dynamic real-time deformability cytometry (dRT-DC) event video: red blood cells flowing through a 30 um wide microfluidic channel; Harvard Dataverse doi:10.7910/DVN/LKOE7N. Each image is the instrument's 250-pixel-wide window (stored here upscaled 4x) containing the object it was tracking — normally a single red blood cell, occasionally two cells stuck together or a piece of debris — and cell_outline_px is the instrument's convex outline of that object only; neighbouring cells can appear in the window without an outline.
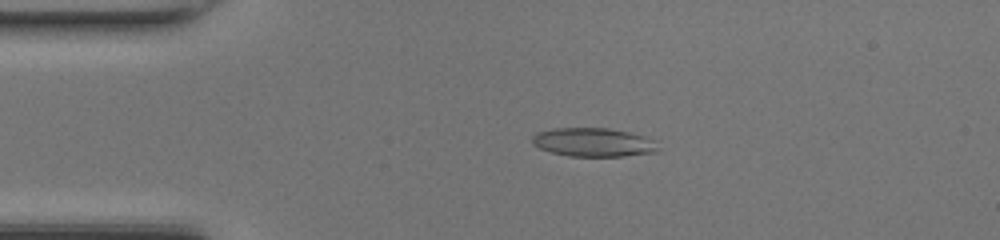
{"species": "common noctule bat (a hibernating species)", "species_latin": "Nyctalus noctula", "temperature_condition": "room temperature", "stored_images_in_passage": 39, "camera_frame_rate_fps": 3000, "um_per_image_px": 0.085, "animal": {"sex": "female", "body_mass_g": 17.0, "forearm_length_mm": 48.0}, "frame": {"image": 1, "passage_image": 1, "time_ms": 0.0, "image_size_px": [1000, 240], "cell_outline_px": [[660, 148], [656, 152], [624, 156], [568, 156], [552, 152], [540, 148], [532, 144], [532, 136], [536, 132], [552, 128], [608, 128], [628, 132], [644, 136], [652, 140]], "centroid_in_image_um": [50.41, 12.09], "position_along_channel_um": 34.6, "area_um2": 21.04}}
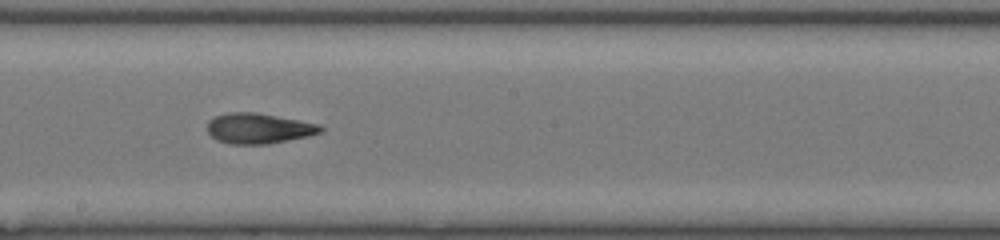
{"frame": {"image": 2, "passage_image": 17, "time_ms": 5.333, "image_size_px": [1000, 240], "cell_outline_px": [[324, 128], [320, 132], [308, 136], [268, 144], [228, 144], [216, 140], [208, 132], [208, 120], [216, 116], [228, 112], [256, 112], [300, 120], [320, 124]], "centroid_in_image_um": [21.98, 10.91], "position_along_channel_um": 226.2, "area_um2": 20.11}}
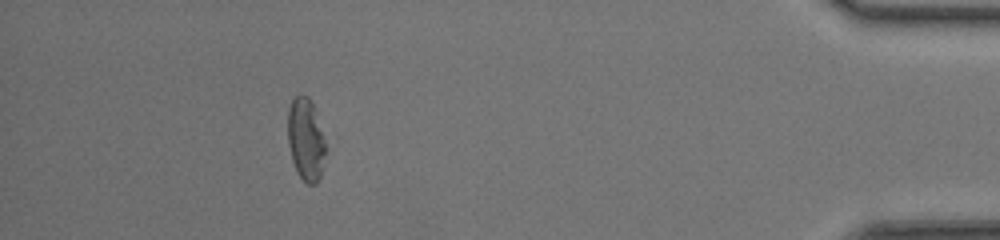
{"frame": {"image": 3, "passage_image": 34, "time_ms": 11.0, "image_size_px": [1000, 240], "cell_outline_px": [[324, 152], [320, 176], [316, 184], [308, 184], [296, 172], [292, 160], [288, 144], [288, 108], [292, 100], [296, 96], [308, 96], [312, 100], [324, 136]], "centroid_in_image_um": [25.97, 11.83], "position_along_channel_um": 409.2, "area_um2": 17.98}, "authors_computed_cell_mechanics": {"area_um2": 20.1144, "velocity_mm_per_s": 4.312, "shape_relaxation_time_tau1_ms": 5.1298, "shape_relaxation_time_tau2_ms": 2.5567, "deformation_change_tau1": 0.1565, "deformation_change_tau2": 0.1103}}